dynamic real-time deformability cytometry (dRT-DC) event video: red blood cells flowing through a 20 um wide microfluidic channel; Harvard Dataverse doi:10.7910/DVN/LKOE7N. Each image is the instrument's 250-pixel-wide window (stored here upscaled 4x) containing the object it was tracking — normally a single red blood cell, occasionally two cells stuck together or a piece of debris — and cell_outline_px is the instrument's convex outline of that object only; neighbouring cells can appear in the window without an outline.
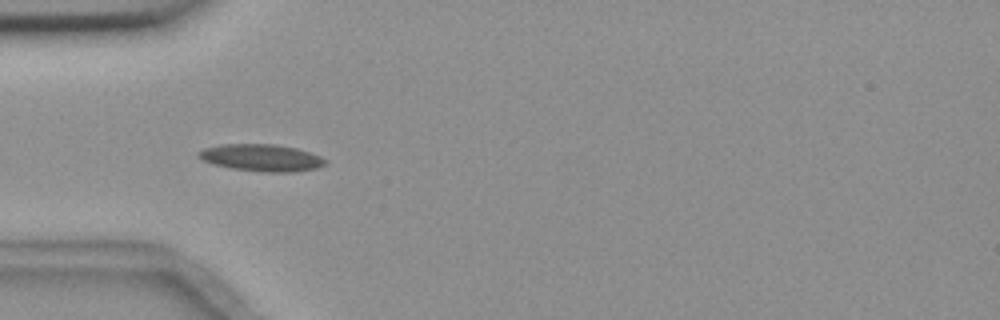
{"species": "common noctule bat (a hibernating species)", "species_latin": "Nyctalus noctula", "temperature_condition": "room temperature", "stored_images_in_passage": 6, "camera_frame_rate_fps": 3000, "um_per_image_px": 0.085, "animal": {"sex": "female", "body_mass_g": 18.4}, "frame": {"image": 1, "passage_image": 6, "time_ms": 5.0, "image_size_px": [1000, 320], "cell_outline_px": [[328, 164], [316, 168], [292, 172], [264, 172], [232, 168], [212, 164], [196, 156], [196, 152], [204, 148], [220, 144], [276, 144], [296, 148], [320, 156], [328, 160]], "centroid_in_image_um": [22.22, 13.4], "position_along_channel_um": 62.8, "area_um2": 20.06}}